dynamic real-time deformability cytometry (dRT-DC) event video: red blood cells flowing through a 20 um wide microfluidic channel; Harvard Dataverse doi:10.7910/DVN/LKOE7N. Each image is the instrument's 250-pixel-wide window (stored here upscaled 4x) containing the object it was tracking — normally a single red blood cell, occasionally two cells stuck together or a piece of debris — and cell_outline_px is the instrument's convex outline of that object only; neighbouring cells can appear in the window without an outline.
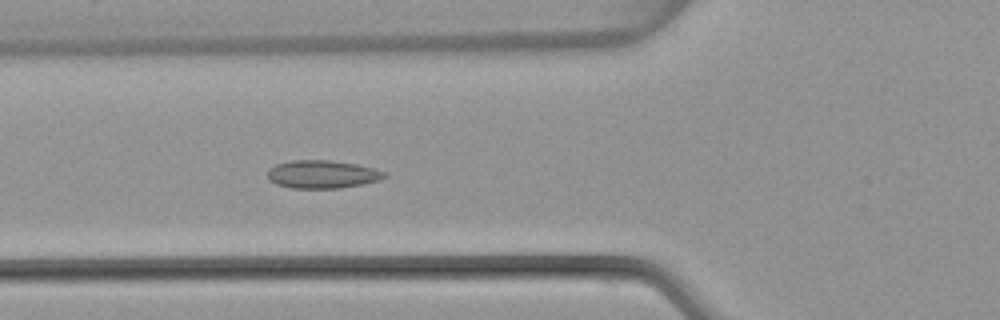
{"species": "common noctule bat (a hibernating species)", "species_latin": "Nyctalus noctula", "temperature_condition": "warm", "stored_images_in_passage": 51, "camera_frame_rate_fps": 3000, "um_per_image_px": 0.085, "animal": {"sex": "female", "body_mass_g": 22.7, "forearm_length_mm": 54.2}, "frame": {"image": 1, "passage_image": 19, "time_ms": 6.0, "image_size_px": [1000, 320], "cell_outline_px": [[388, 176], [380, 180], [340, 188], [292, 188], [276, 184], [268, 180], [268, 168], [276, 164], [292, 160], [328, 160], [356, 164], [388, 172]], "centroid_in_image_um": [27.39, 14.81], "position_along_channel_um": 98.4, "area_um2": 19.13}}
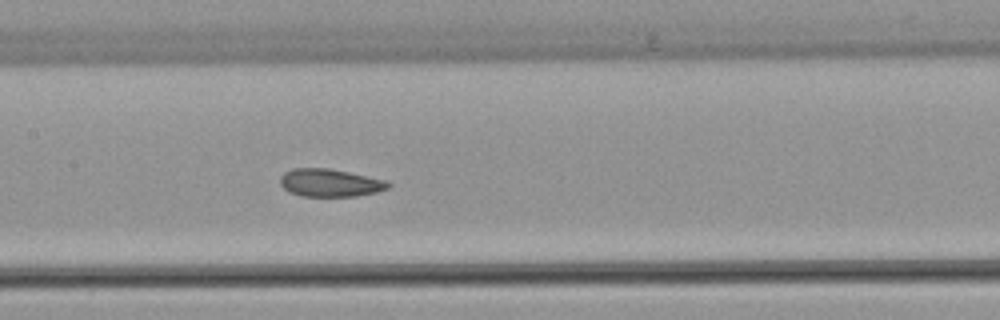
{"frame": {"image": 2, "passage_image": 25, "time_ms": 8.0, "image_size_px": [1000, 320], "cell_outline_px": [[392, 184], [388, 188], [376, 192], [356, 196], [300, 196], [288, 192], [280, 184], [280, 176], [284, 172], [292, 168], [328, 168], [388, 180]], "centroid_in_image_um": [28.04, 15.54], "position_along_channel_um": 179.4, "area_um2": 17.63}}
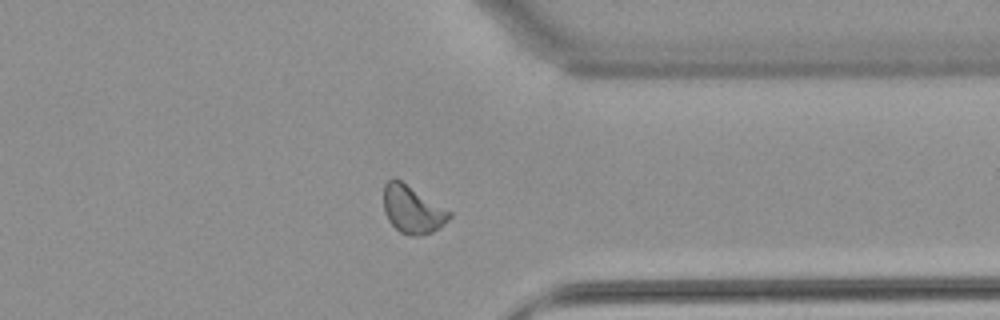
{"frame": {"image": 3, "passage_image": 40, "time_ms": 13.0, "image_size_px": [1000, 320], "cell_outline_px": [[452, 216], [440, 228], [432, 232], [420, 236], [408, 236], [400, 232], [388, 220], [384, 212], [384, 184], [392, 176], [396, 176], [452, 212]], "centroid_in_image_um": [35.05, 17.78], "position_along_channel_um": 376.3, "area_um2": 18.67}, "authors_computed_cell_mechanics": {"area_um2": 18.496, "velocity_mm_per_s": 4.0373, "shape_relaxation_time_tau1_ms": 5.3335, "shape_relaxation_time_tau2_ms": 2.7488, "deformation_change_tau1": 0.1069, "deformation_change_tau2": 0.0489}}